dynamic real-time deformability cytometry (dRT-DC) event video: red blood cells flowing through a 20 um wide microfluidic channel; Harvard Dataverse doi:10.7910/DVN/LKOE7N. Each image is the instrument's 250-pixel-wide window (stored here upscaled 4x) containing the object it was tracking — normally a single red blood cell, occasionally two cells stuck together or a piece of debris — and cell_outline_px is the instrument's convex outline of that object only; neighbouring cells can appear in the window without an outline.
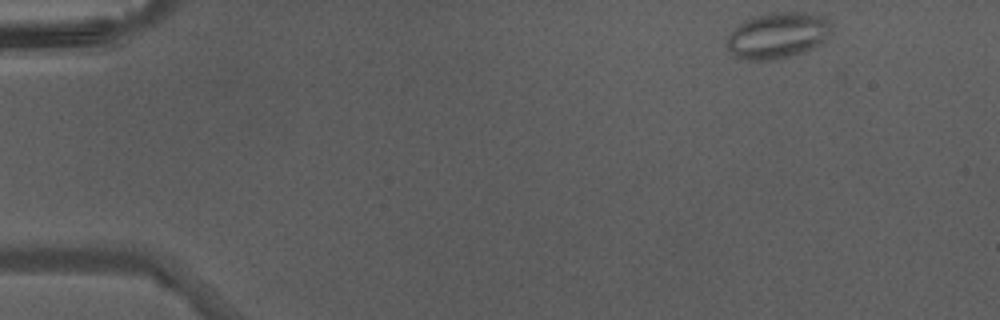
{"species": "Egyptian fruit bat (a non-hibernating species)", "species_latin": "Rousettus aegyptiacus", "temperature_condition": "warm", "stored_images_in_passage": 42, "camera_frame_rate_fps": 3000, "um_per_image_px": 0.085, "animal": {"sex": "male"}, "frame": {"image": 1, "passage_image": 1, "time_ms": 0.0, "image_size_px": [1000, 320], "cell_outline_px": [[832, 24], [828, 32], [820, 44], [804, 52], [792, 56], [772, 60], [740, 60], [732, 56], [724, 44], [732, 28], [744, 20], [752, 16], [776, 12], [804, 12], [824, 16]], "centroid_in_image_um": [66.01, 3.02], "position_along_channel_um": 19.0, "area_um2": 28.5}}
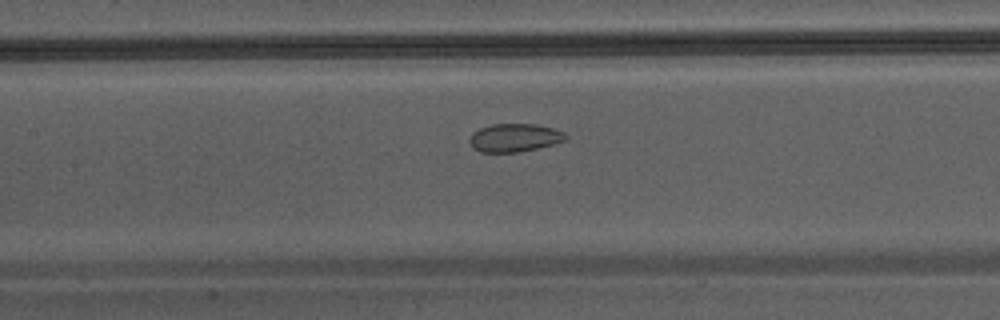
{"frame": {"image": 2, "passage_image": 18, "time_ms": 5.667, "image_size_px": [1000, 320], "cell_outline_px": [[568, 136], [564, 140], [552, 144], [520, 152], [480, 152], [472, 148], [468, 140], [472, 132], [480, 128], [492, 124], [536, 124], [552, 128], [564, 132]], "centroid_in_image_um": [43.68, 11.7], "position_along_channel_um": 163.7, "area_um2": 15.78}}
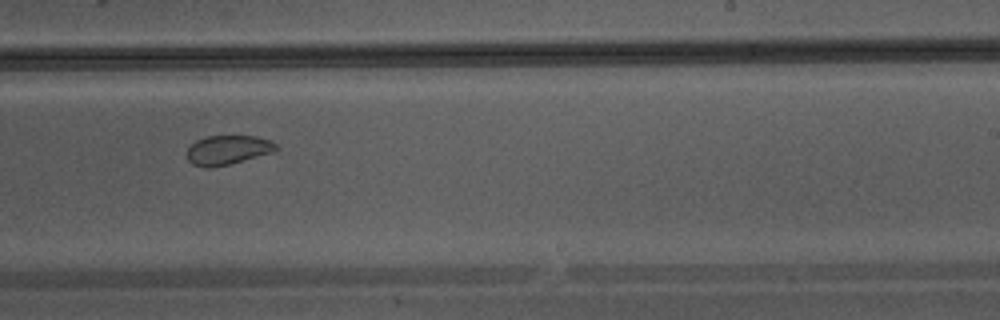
{"frame": {"image": 3, "passage_image": 25, "time_ms": 8.0, "image_size_px": [1000, 320], "cell_outline_px": [[280, 148], [276, 152], [212, 168], [204, 168], [192, 164], [188, 160], [184, 152], [196, 140], [208, 136], [256, 136], [272, 140]], "centroid_in_image_um": [19.37, 12.75], "position_along_channel_um": 269.6, "area_um2": 15.55}}